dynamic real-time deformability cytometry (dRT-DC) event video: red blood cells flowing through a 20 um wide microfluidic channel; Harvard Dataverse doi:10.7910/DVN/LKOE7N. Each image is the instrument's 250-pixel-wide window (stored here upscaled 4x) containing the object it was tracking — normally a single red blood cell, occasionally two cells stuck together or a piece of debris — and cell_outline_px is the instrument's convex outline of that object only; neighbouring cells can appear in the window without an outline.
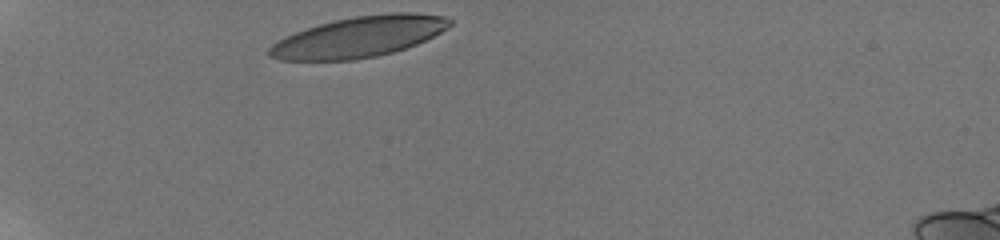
{"species": "human", "species_latin": "Homo sapiens", "temperature_condition": "room temperature", "stored_images_in_passage": 5, "camera_frame_rate_fps": 3000, "um_per_image_px": 0.085, "donor": {"sex": "male"}, "frame": {"image": 1, "passage_image": 1, "time_ms": 0.0, "image_size_px": [1000, 240], "cell_outline_px": [[452, 24], [448, 28], [416, 44], [392, 52], [376, 56], [356, 60], [276, 60], [268, 56], [268, 48], [272, 44], [296, 32], [320, 24], [336, 20], [356, 16], [392, 12], [416, 12], [444, 16], [452, 20]], "centroid_in_image_um": [30.53, 3.13], "position_along_channel_um": 54.5, "area_um2": 42.54}}